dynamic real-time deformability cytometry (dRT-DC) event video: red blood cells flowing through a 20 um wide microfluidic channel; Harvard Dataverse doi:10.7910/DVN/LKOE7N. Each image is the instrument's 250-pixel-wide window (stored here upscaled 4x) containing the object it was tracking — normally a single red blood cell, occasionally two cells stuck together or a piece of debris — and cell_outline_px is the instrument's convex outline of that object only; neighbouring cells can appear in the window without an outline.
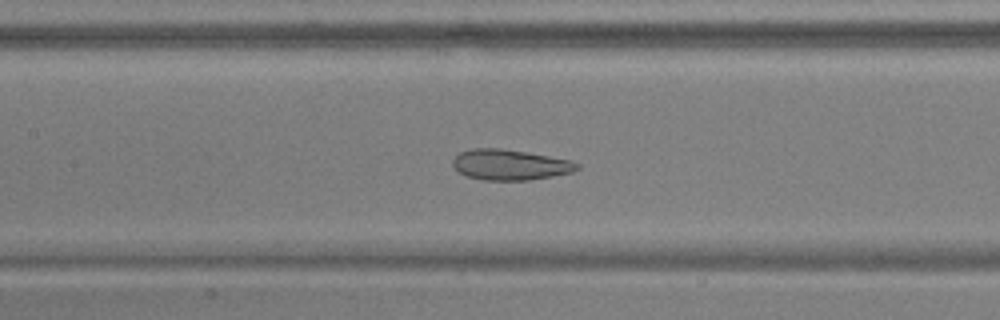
{"species": "common noctule bat (a hibernating species)", "species_latin": "Nyctalus noctula", "temperature_condition": "warm", "stored_images_in_passage": 44, "camera_frame_rate_fps": 3000, "um_per_image_px": 0.085, "animal": {"sex": "male", "body_mass_g": 17.9, "forearm_length_mm": 54.2}, "frame": {"image": 1, "passage_image": 15, "time_ms": 4.667, "image_size_px": [1000, 320], "cell_outline_px": [[580, 168], [572, 172], [552, 176], [528, 180], [484, 180], [464, 176], [452, 164], [452, 160], [460, 152], [472, 148], [500, 148], [572, 160], [580, 164]], "centroid_in_image_um": [43.35, 14.0], "position_along_channel_um": 164.1, "area_um2": 22.08}}
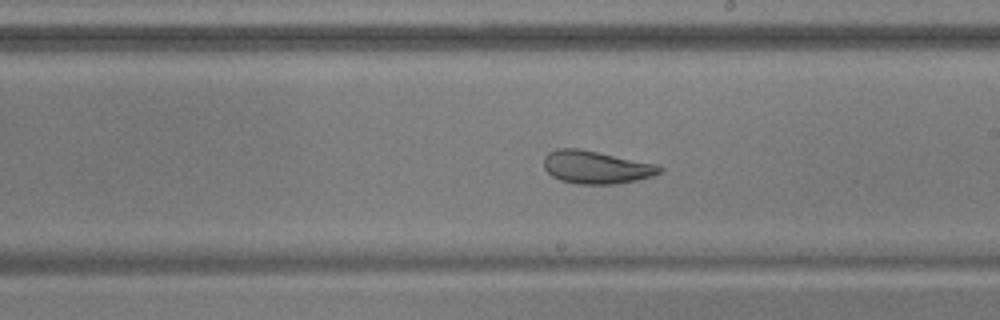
{"frame": {"image": 2, "passage_image": 21, "time_ms": 6.667, "image_size_px": [1000, 320], "cell_outline_px": [[664, 168], [660, 172], [652, 176], [636, 180], [616, 184], [576, 184], [560, 180], [552, 176], [544, 168], [544, 156], [548, 152], [556, 148], [580, 148], [656, 164]], "centroid_in_image_um": [50.64, 14.21], "position_along_channel_um": 238.4, "area_um2": 22.25}}
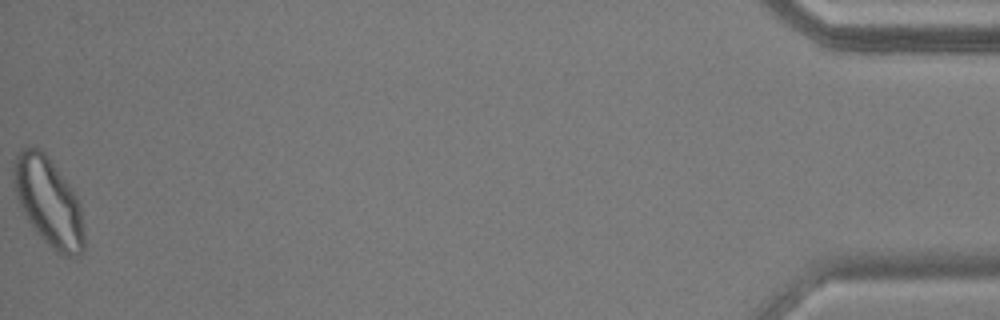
{"frame": {"image": 3, "passage_image": 44, "time_ms": 14.333, "image_size_px": [1000, 320], "cell_outline_px": [[84, 248], [80, 256], [64, 256], [56, 252], [36, 232], [28, 220], [16, 196], [12, 184], [12, 168], [16, 156], [20, 148], [36, 148], [44, 152], [48, 156], [72, 188], [80, 200], [84, 236]], "centroid_in_image_um": [4.13, 17.15], "position_along_channel_um": 431.1, "area_um2": 36.47}, "authors_computed_cell_mechanics": {"area_um2": 25.8944, "velocity_mm_per_s": 3.7296, "shape_relaxation_time_tau1_ms": null, "shape_relaxation_time_tau2_ms": 1.4578, "deformation_change_tau1": null, "deformation_change_tau2": 0.0905}}